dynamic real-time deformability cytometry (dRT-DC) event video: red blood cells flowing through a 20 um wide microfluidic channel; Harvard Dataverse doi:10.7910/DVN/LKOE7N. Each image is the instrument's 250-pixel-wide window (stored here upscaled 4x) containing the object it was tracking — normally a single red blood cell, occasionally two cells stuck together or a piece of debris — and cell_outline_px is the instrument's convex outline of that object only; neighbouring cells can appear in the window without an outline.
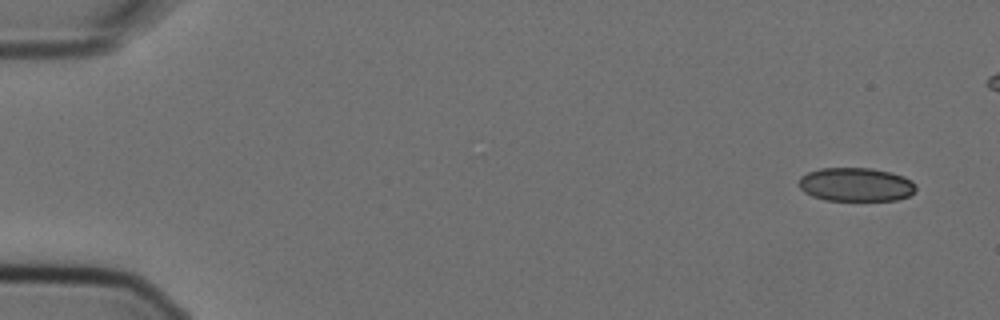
{"species": "Egyptian fruit bat (a non-hibernating species)", "species_latin": "Rousettus aegyptiacus", "temperature_condition": "cold", "stored_images_in_passage": 5, "camera_frame_rate_fps": 3000, "um_per_image_px": 0.085, "animal": {"sex": "female"}, "frame": {"image": 1, "passage_image": 1, "time_ms": 0.0, "image_size_px": [1000, 320], "cell_outline_px": [[916, 192], [908, 196], [896, 200], [824, 200], [812, 196], [804, 192], [800, 188], [800, 176], [808, 172], [820, 168], [872, 168], [892, 172], [904, 176], [912, 180], [916, 184]], "centroid_in_image_um": [72.78, 15.68], "position_along_channel_um": 12.2, "area_um2": 23.18}}